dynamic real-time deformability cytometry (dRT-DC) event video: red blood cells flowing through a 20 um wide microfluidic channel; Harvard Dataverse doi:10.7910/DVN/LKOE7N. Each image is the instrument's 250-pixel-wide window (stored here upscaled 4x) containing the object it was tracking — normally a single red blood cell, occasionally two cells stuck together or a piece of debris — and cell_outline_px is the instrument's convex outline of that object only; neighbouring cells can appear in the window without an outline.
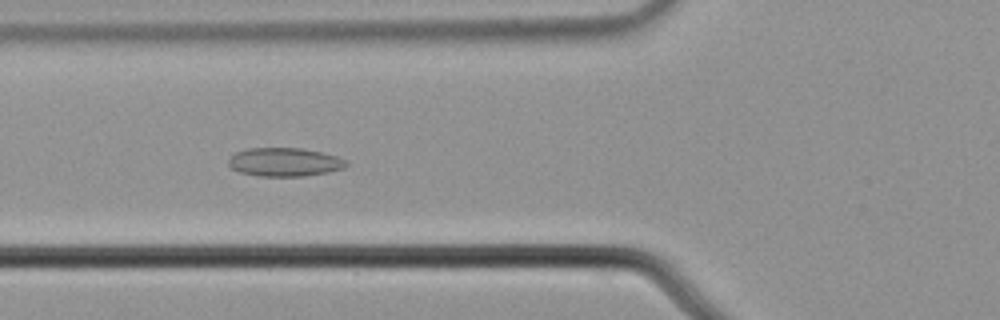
{"species": "common noctule bat (a hibernating species)", "species_latin": "Nyctalus noctula", "temperature_condition": "cold", "stored_images_in_passage": 8, "camera_frame_rate_fps": 3000, "um_per_image_px": 0.085, "animal": {"sex": "male", "body_mass_g": 21.5, "forearm_length_mm": 52.0}, "frame": {"image": 1, "passage_image": 7, "time_ms": 2.0, "image_size_px": [1000, 320], "cell_outline_px": [[348, 164], [344, 168], [328, 172], [304, 176], [260, 176], [240, 172], [232, 168], [228, 164], [228, 160], [236, 152], [248, 148], [300, 148], [320, 152], [336, 156], [348, 160]], "centroid_in_image_um": [24.21, 13.77], "position_along_channel_um": 101.6, "area_um2": 19.54}}
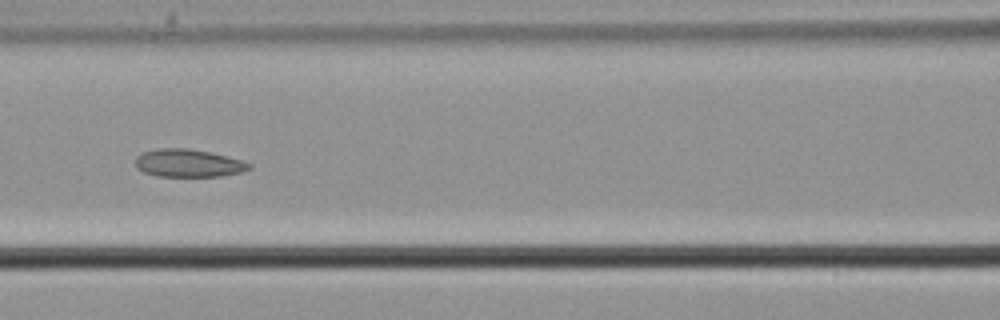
{"frame": {"image": 2, "passage_image": 8, "time_ms": 2.333, "image_size_px": [1000, 320], "cell_outline_px": [[252, 168], [240, 172], [220, 176], [156, 176], [144, 172], [136, 168], [136, 156], [144, 152], [160, 148], [188, 148], [208, 152], [240, 160], [252, 164]], "centroid_in_image_um": [15.98, 13.87], "position_along_channel_um": 150.6, "area_um2": 18.21}}